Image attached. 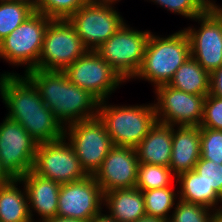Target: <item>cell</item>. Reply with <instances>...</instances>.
Returning a JSON list of instances; mask_svg holds the SVG:
<instances>
[{
  "label": "cell",
  "instance_id": "cell-1",
  "mask_svg": "<svg viewBox=\"0 0 222 222\" xmlns=\"http://www.w3.org/2000/svg\"><path fill=\"white\" fill-rule=\"evenodd\" d=\"M0 95L9 110L7 118L18 122L38 143L64 137V128L41 99L38 89L24 74L0 75Z\"/></svg>",
  "mask_w": 222,
  "mask_h": 222
},
{
  "label": "cell",
  "instance_id": "cell-2",
  "mask_svg": "<svg viewBox=\"0 0 222 222\" xmlns=\"http://www.w3.org/2000/svg\"><path fill=\"white\" fill-rule=\"evenodd\" d=\"M25 75L63 128L97 117L99 101L87 90L71 83L63 71L34 68Z\"/></svg>",
  "mask_w": 222,
  "mask_h": 222
},
{
  "label": "cell",
  "instance_id": "cell-3",
  "mask_svg": "<svg viewBox=\"0 0 222 222\" xmlns=\"http://www.w3.org/2000/svg\"><path fill=\"white\" fill-rule=\"evenodd\" d=\"M190 56V41L184 30L165 38L151 32L142 65L133 78L148 80L154 88L169 84L176 70Z\"/></svg>",
  "mask_w": 222,
  "mask_h": 222
},
{
  "label": "cell",
  "instance_id": "cell-4",
  "mask_svg": "<svg viewBox=\"0 0 222 222\" xmlns=\"http://www.w3.org/2000/svg\"><path fill=\"white\" fill-rule=\"evenodd\" d=\"M106 102H99L97 116L104 123L113 145L136 148L157 122L154 103L115 106Z\"/></svg>",
  "mask_w": 222,
  "mask_h": 222
},
{
  "label": "cell",
  "instance_id": "cell-5",
  "mask_svg": "<svg viewBox=\"0 0 222 222\" xmlns=\"http://www.w3.org/2000/svg\"><path fill=\"white\" fill-rule=\"evenodd\" d=\"M151 32L138 31L126 23L95 52L126 82L139 71Z\"/></svg>",
  "mask_w": 222,
  "mask_h": 222
},
{
  "label": "cell",
  "instance_id": "cell-6",
  "mask_svg": "<svg viewBox=\"0 0 222 222\" xmlns=\"http://www.w3.org/2000/svg\"><path fill=\"white\" fill-rule=\"evenodd\" d=\"M50 20L35 11L0 41V58L14 66L26 65L24 72L36 68Z\"/></svg>",
  "mask_w": 222,
  "mask_h": 222
},
{
  "label": "cell",
  "instance_id": "cell-7",
  "mask_svg": "<svg viewBox=\"0 0 222 222\" xmlns=\"http://www.w3.org/2000/svg\"><path fill=\"white\" fill-rule=\"evenodd\" d=\"M88 51L68 19H51L36 69L63 71Z\"/></svg>",
  "mask_w": 222,
  "mask_h": 222
},
{
  "label": "cell",
  "instance_id": "cell-8",
  "mask_svg": "<svg viewBox=\"0 0 222 222\" xmlns=\"http://www.w3.org/2000/svg\"><path fill=\"white\" fill-rule=\"evenodd\" d=\"M113 4L89 0L68 18L89 51H95L126 23Z\"/></svg>",
  "mask_w": 222,
  "mask_h": 222
},
{
  "label": "cell",
  "instance_id": "cell-9",
  "mask_svg": "<svg viewBox=\"0 0 222 222\" xmlns=\"http://www.w3.org/2000/svg\"><path fill=\"white\" fill-rule=\"evenodd\" d=\"M64 137L73 147L88 175L96 173L106 155L114 147L104 123L98 116L65 127Z\"/></svg>",
  "mask_w": 222,
  "mask_h": 222
},
{
  "label": "cell",
  "instance_id": "cell-10",
  "mask_svg": "<svg viewBox=\"0 0 222 222\" xmlns=\"http://www.w3.org/2000/svg\"><path fill=\"white\" fill-rule=\"evenodd\" d=\"M65 137L38 143L32 171L60 184L79 181L89 176Z\"/></svg>",
  "mask_w": 222,
  "mask_h": 222
},
{
  "label": "cell",
  "instance_id": "cell-11",
  "mask_svg": "<svg viewBox=\"0 0 222 222\" xmlns=\"http://www.w3.org/2000/svg\"><path fill=\"white\" fill-rule=\"evenodd\" d=\"M193 20L200 23L199 29H183L189 37L191 57L211 74L222 66V13L209 6Z\"/></svg>",
  "mask_w": 222,
  "mask_h": 222
},
{
  "label": "cell",
  "instance_id": "cell-12",
  "mask_svg": "<svg viewBox=\"0 0 222 222\" xmlns=\"http://www.w3.org/2000/svg\"><path fill=\"white\" fill-rule=\"evenodd\" d=\"M63 72L71 83L87 90L99 102L108 100L119 84L125 82L95 51H88Z\"/></svg>",
  "mask_w": 222,
  "mask_h": 222
},
{
  "label": "cell",
  "instance_id": "cell-13",
  "mask_svg": "<svg viewBox=\"0 0 222 222\" xmlns=\"http://www.w3.org/2000/svg\"><path fill=\"white\" fill-rule=\"evenodd\" d=\"M0 123V162L6 172L19 179L32 170L38 142L9 118Z\"/></svg>",
  "mask_w": 222,
  "mask_h": 222
},
{
  "label": "cell",
  "instance_id": "cell-14",
  "mask_svg": "<svg viewBox=\"0 0 222 222\" xmlns=\"http://www.w3.org/2000/svg\"><path fill=\"white\" fill-rule=\"evenodd\" d=\"M154 104L158 122L176 126H200L206 96L177 90L168 84L154 89Z\"/></svg>",
  "mask_w": 222,
  "mask_h": 222
},
{
  "label": "cell",
  "instance_id": "cell-15",
  "mask_svg": "<svg viewBox=\"0 0 222 222\" xmlns=\"http://www.w3.org/2000/svg\"><path fill=\"white\" fill-rule=\"evenodd\" d=\"M104 194L93 175L75 182L61 184L57 216L89 222L100 214Z\"/></svg>",
  "mask_w": 222,
  "mask_h": 222
},
{
  "label": "cell",
  "instance_id": "cell-16",
  "mask_svg": "<svg viewBox=\"0 0 222 222\" xmlns=\"http://www.w3.org/2000/svg\"><path fill=\"white\" fill-rule=\"evenodd\" d=\"M138 165L135 148L114 146L93 177L103 194L115 189L135 188Z\"/></svg>",
  "mask_w": 222,
  "mask_h": 222
},
{
  "label": "cell",
  "instance_id": "cell-17",
  "mask_svg": "<svg viewBox=\"0 0 222 222\" xmlns=\"http://www.w3.org/2000/svg\"><path fill=\"white\" fill-rule=\"evenodd\" d=\"M19 180L24 184L27 192L29 214L32 222L35 220V218L33 219V212H36L42 218L37 220L38 222H45L57 215L60 183L44 178L32 170L20 177Z\"/></svg>",
  "mask_w": 222,
  "mask_h": 222
},
{
  "label": "cell",
  "instance_id": "cell-18",
  "mask_svg": "<svg viewBox=\"0 0 222 222\" xmlns=\"http://www.w3.org/2000/svg\"><path fill=\"white\" fill-rule=\"evenodd\" d=\"M201 157L200 127L177 126L172 128V153L169 168L178 177L194 170Z\"/></svg>",
  "mask_w": 222,
  "mask_h": 222
},
{
  "label": "cell",
  "instance_id": "cell-19",
  "mask_svg": "<svg viewBox=\"0 0 222 222\" xmlns=\"http://www.w3.org/2000/svg\"><path fill=\"white\" fill-rule=\"evenodd\" d=\"M172 125L156 122L135 148L139 163L169 167L172 153Z\"/></svg>",
  "mask_w": 222,
  "mask_h": 222
},
{
  "label": "cell",
  "instance_id": "cell-20",
  "mask_svg": "<svg viewBox=\"0 0 222 222\" xmlns=\"http://www.w3.org/2000/svg\"><path fill=\"white\" fill-rule=\"evenodd\" d=\"M104 205L117 222H135L146 215L143 192L137 188L115 189L104 193Z\"/></svg>",
  "mask_w": 222,
  "mask_h": 222
},
{
  "label": "cell",
  "instance_id": "cell-21",
  "mask_svg": "<svg viewBox=\"0 0 222 222\" xmlns=\"http://www.w3.org/2000/svg\"><path fill=\"white\" fill-rule=\"evenodd\" d=\"M20 183L19 179L13 178L0 185V222H32L27 192L23 183L24 189L18 188Z\"/></svg>",
  "mask_w": 222,
  "mask_h": 222
},
{
  "label": "cell",
  "instance_id": "cell-22",
  "mask_svg": "<svg viewBox=\"0 0 222 222\" xmlns=\"http://www.w3.org/2000/svg\"><path fill=\"white\" fill-rule=\"evenodd\" d=\"M176 182L180 184L178 198L183 201L201 204L212 210L222 202V198L194 170L180 174L176 177Z\"/></svg>",
  "mask_w": 222,
  "mask_h": 222
},
{
  "label": "cell",
  "instance_id": "cell-23",
  "mask_svg": "<svg viewBox=\"0 0 222 222\" xmlns=\"http://www.w3.org/2000/svg\"><path fill=\"white\" fill-rule=\"evenodd\" d=\"M168 85L186 93L207 96L210 93V74L190 56L176 70Z\"/></svg>",
  "mask_w": 222,
  "mask_h": 222
},
{
  "label": "cell",
  "instance_id": "cell-24",
  "mask_svg": "<svg viewBox=\"0 0 222 222\" xmlns=\"http://www.w3.org/2000/svg\"><path fill=\"white\" fill-rule=\"evenodd\" d=\"M34 12V7L24 1L0 2V41L7 37Z\"/></svg>",
  "mask_w": 222,
  "mask_h": 222
},
{
  "label": "cell",
  "instance_id": "cell-25",
  "mask_svg": "<svg viewBox=\"0 0 222 222\" xmlns=\"http://www.w3.org/2000/svg\"><path fill=\"white\" fill-rule=\"evenodd\" d=\"M178 195L171 187L143 191L146 215L168 222L171 218L170 210L174 209Z\"/></svg>",
  "mask_w": 222,
  "mask_h": 222
},
{
  "label": "cell",
  "instance_id": "cell-26",
  "mask_svg": "<svg viewBox=\"0 0 222 222\" xmlns=\"http://www.w3.org/2000/svg\"><path fill=\"white\" fill-rule=\"evenodd\" d=\"M173 177L176 179V176L169 167L139 163L135 188L143 192L171 187L174 180Z\"/></svg>",
  "mask_w": 222,
  "mask_h": 222
},
{
  "label": "cell",
  "instance_id": "cell-27",
  "mask_svg": "<svg viewBox=\"0 0 222 222\" xmlns=\"http://www.w3.org/2000/svg\"><path fill=\"white\" fill-rule=\"evenodd\" d=\"M89 0H38L35 11L51 19H68Z\"/></svg>",
  "mask_w": 222,
  "mask_h": 222
},
{
  "label": "cell",
  "instance_id": "cell-28",
  "mask_svg": "<svg viewBox=\"0 0 222 222\" xmlns=\"http://www.w3.org/2000/svg\"><path fill=\"white\" fill-rule=\"evenodd\" d=\"M160 7L167 9V11L174 12L191 18L192 20L201 15L209 6H216L215 1L212 0H149Z\"/></svg>",
  "mask_w": 222,
  "mask_h": 222
},
{
  "label": "cell",
  "instance_id": "cell-29",
  "mask_svg": "<svg viewBox=\"0 0 222 222\" xmlns=\"http://www.w3.org/2000/svg\"><path fill=\"white\" fill-rule=\"evenodd\" d=\"M212 209L178 198L172 218L168 222H212Z\"/></svg>",
  "mask_w": 222,
  "mask_h": 222
},
{
  "label": "cell",
  "instance_id": "cell-30",
  "mask_svg": "<svg viewBox=\"0 0 222 222\" xmlns=\"http://www.w3.org/2000/svg\"><path fill=\"white\" fill-rule=\"evenodd\" d=\"M201 157L222 164V130L200 127Z\"/></svg>",
  "mask_w": 222,
  "mask_h": 222
},
{
  "label": "cell",
  "instance_id": "cell-31",
  "mask_svg": "<svg viewBox=\"0 0 222 222\" xmlns=\"http://www.w3.org/2000/svg\"><path fill=\"white\" fill-rule=\"evenodd\" d=\"M194 171L222 198V164L200 157Z\"/></svg>",
  "mask_w": 222,
  "mask_h": 222
},
{
  "label": "cell",
  "instance_id": "cell-32",
  "mask_svg": "<svg viewBox=\"0 0 222 222\" xmlns=\"http://www.w3.org/2000/svg\"><path fill=\"white\" fill-rule=\"evenodd\" d=\"M199 127L222 130V98L211 95L204 101L203 118Z\"/></svg>",
  "mask_w": 222,
  "mask_h": 222
},
{
  "label": "cell",
  "instance_id": "cell-33",
  "mask_svg": "<svg viewBox=\"0 0 222 222\" xmlns=\"http://www.w3.org/2000/svg\"><path fill=\"white\" fill-rule=\"evenodd\" d=\"M210 94L222 98V66L210 74Z\"/></svg>",
  "mask_w": 222,
  "mask_h": 222
},
{
  "label": "cell",
  "instance_id": "cell-34",
  "mask_svg": "<svg viewBox=\"0 0 222 222\" xmlns=\"http://www.w3.org/2000/svg\"><path fill=\"white\" fill-rule=\"evenodd\" d=\"M89 222H117L114 218L110 217L107 213L102 212L93 217Z\"/></svg>",
  "mask_w": 222,
  "mask_h": 222
},
{
  "label": "cell",
  "instance_id": "cell-35",
  "mask_svg": "<svg viewBox=\"0 0 222 222\" xmlns=\"http://www.w3.org/2000/svg\"><path fill=\"white\" fill-rule=\"evenodd\" d=\"M45 222H87V221H82V220L68 218V217H61V216L56 215L55 217L50 218L46 220Z\"/></svg>",
  "mask_w": 222,
  "mask_h": 222
},
{
  "label": "cell",
  "instance_id": "cell-36",
  "mask_svg": "<svg viewBox=\"0 0 222 222\" xmlns=\"http://www.w3.org/2000/svg\"><path fill=\"white\" fill-rule=\"evenodd\" d=\"M13 178L6 172L0 162V185L11 181Z\"/></svg>",
  "mask_w": 222,
  "mask_h": 222
},
{
  "label": "cell",
  "instance_id": "cell-37",
  "mask_svg": "<svg viewBox=\"0 0 222 222\" xmlns=\"http://www.w3.org/2000/svg\"><path fill=\"white\" fill-rule=\"evenodd\" d=\"M212 222H222V204L212 211Z\"/></svg>",
  "mask_w": 222,
  "mask_h": 222
},
{
  "label": "cell",
  "instance_id": "cell-38",
  "mask_svg": "<svg viewBox=\"0 0 222 222\" xmlns=\"http://www.w3.org/2000/svg\"><path fill=\"white\" fill-rule=\"evenodd\" d=\"M135 222H167L161 218H155L153 216L144 215L143 217L139 218Z\"/></svg>",
  "mask_w": 222,
  "mask_h": 222
},
{
  "label": "cell",
  "instance_id": "cell-39",
  "mask_svg": "<svg viewBox=\"0 0 222 222\" xmlns=\"http://www.w3.org/2000/svg\"><path fill=\"white\" fill-rule=\"evenodd\" d=\"M20 1L27 2V3L31 4L33 7H35L38 3V0H20Z\"/></svg>",
  "mask_w": 222,
  "mask_h": 222
},
{
  "label": "cell",
  "instance_id": "cell-40",
  "mask_svg": "<svg viewBox=\"0 0 222 222\" xmlns=\"http://www.w3.org/2000/svg\"><path fill=\"white\" fill-rule=\"evenodd\" d=\"M93 1H97V2H114V3L119 2V0H93Z\"/></svg>",
  "mask_w": 222,
  "mask_h": 222
},
{
  "label": "cell",
  "instance_id": "cell-41",
  "mask_svg": "<svg viewBox=\"0 0 222 222\" xmlns=\"http://www.w3.org/2000/svg\"><path fill=\"white\" fill-rule=\"evenodd\" d=\"M217 9L222 13V6L216 5Z\"/></svg>",
  "mask_w": 222,
  "mask_h": 222
},
{
  "label": "cell",
  "instance_id": "cell-42",
  "mask_svg": "<svg viewBox=\"0 0 222 222\" xmlns=\"http://www.w3.org/2000/svg\"><path fill=\"white\" fill-rule=\"evenodd\" d=\"M2 1H16V0H0V2H2Z\"/></svg>",
  "mask_w": 222,
  "mask_h": 222
}]
</instances>
